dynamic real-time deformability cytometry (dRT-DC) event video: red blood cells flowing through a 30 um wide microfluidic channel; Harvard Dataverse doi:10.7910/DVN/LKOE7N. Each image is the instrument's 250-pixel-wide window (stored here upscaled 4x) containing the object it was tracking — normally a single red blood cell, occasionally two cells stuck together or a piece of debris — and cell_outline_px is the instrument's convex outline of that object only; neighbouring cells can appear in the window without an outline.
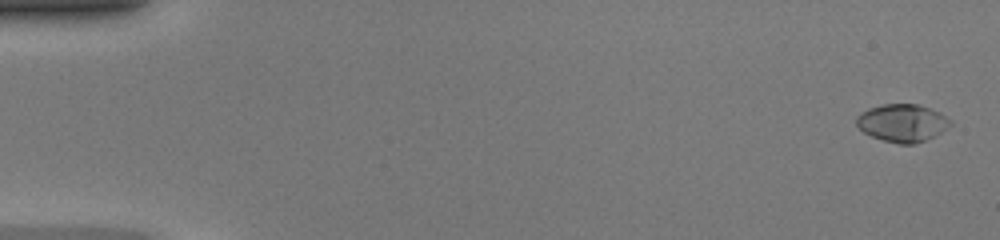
{"species": "common noctule bat (a hibernating species)", "species_latin": "Nyctalus noctula", "temperature_condition": "warm", "stored_images_in_passage": 49, "camera_frame_rate_fps": 3000, "um_per_image_px": 0.085, "animal": {"sex": "female", "body_mass_g": 20.0, "forearm_length_mm": 54.0}, "frame": {"image": 1, "passage_image": 2, "time_ms": 0.333, "image_size_px": [1000, 240], "cell_outline_px": [[952, 124], [940, 132], [924, 140], [912, 144], [900, 144], [884, 140], [872, 136], [864, 132], [856, 124], [856, 116], [860, 112], [868, 108], [884, 104], [920, 104], [940, 112], [952, 120]], "centroid_in_image_um": [76.69, 10.42], "position_along_channel_um": 8.3, "area_um2": 20.52}}
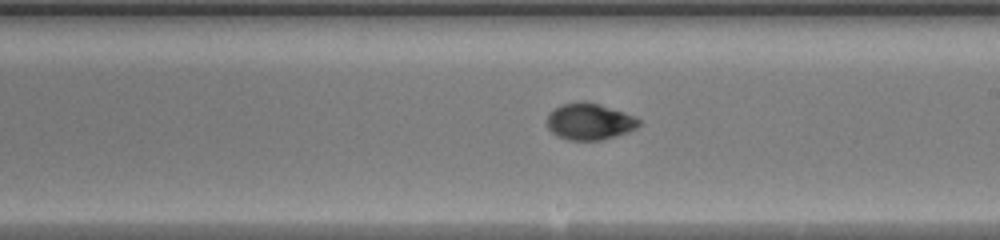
{"frame": {"image": 2, "passage_image": 29, "time_ms": 9.333, "image_size_px": [1000, 240], "cell_outline_px": [[640, 124], [636, 128], [628, 132], [616, 136], [600, 140], [568, 140], [556, 136], [548, 128], [548, 116], [556, 108], [564, 104], [600, 104], [624, 112], [640, 120]], "centroid_in_image_um": [50.14, 10.38], "position_along_channel_um": 238.9, "area_um2": 18.9}}
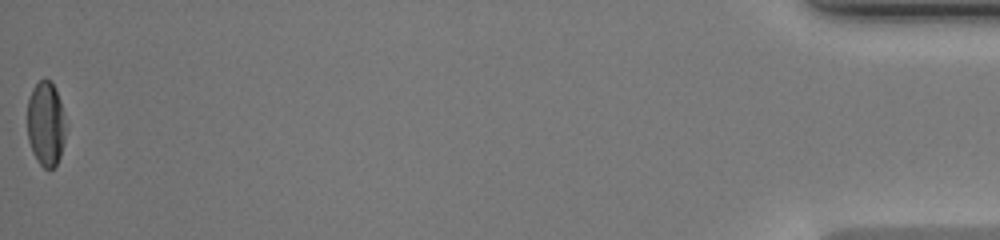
{"frame": {"image": 3, "passage_image": 49, "time_ms": 16.0, "image_size_px": [1000, 240], "cell_outline_px": [[64, 140], [60, 156], [56, 164], [52, 168], [44, 168], [36, 160], [32, 152], [28, 140], [28, 100], [32, 88], [40, 80], [48, 80], [52, 84], [60, 100], [64, 124]], "centroid_in_image_um": [3.86, 10.56], "position_along_channel_um": 431.3, "area_um2": 18.5}, "authors_computed_cell_mechanics": {"area_um2": 19.5364, "velocity_mm_per_s": 4.3227, "shape_relaxation_time_tau1_ms": 4.5079, "shape_relaxation_time_tau2_ms": 0.7479, "deformation_change_tau1": 0.2055, "deformation_change_tau2": 0.0348}}